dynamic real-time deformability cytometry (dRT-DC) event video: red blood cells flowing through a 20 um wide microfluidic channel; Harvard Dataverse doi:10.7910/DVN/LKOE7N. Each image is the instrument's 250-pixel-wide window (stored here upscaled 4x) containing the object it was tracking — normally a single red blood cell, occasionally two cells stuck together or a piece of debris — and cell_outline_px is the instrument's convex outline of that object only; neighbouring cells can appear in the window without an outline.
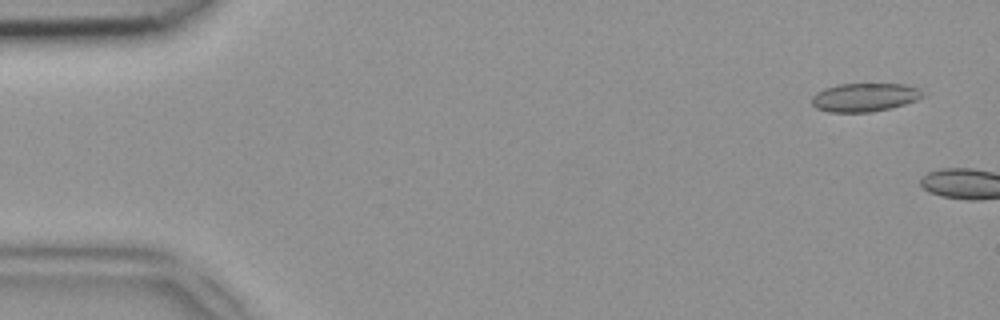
{"species": "common noctule bat (a hibernating species)", "species_latin": "Nyctalus noctula", "temperature_condition": "room temperature", "stored_images_in_passage": 5, "camera_frame_rate_fps": 3000, "um_per_image_px": 0.085, "animal": {"sex": "female", "body_mass_g": 18.4}, "frame": {"image": 1, "passage_image": 3, "time_ms": 0.667, "image_size_px": [1000, 320], "cell_outline_px": [[924, 96], [916, 100], [892, 108], [872, 112], [828, 112], [816, 108], [812, 104], [812, 96], [816, 92], [824, 88], [836, 84], [904, 84], [920, 88], [924, 92]], "centroid_in_image_um": [73.49, 8.27], "position_along_channel_um": 11.5, "area_um2": 18.61}}